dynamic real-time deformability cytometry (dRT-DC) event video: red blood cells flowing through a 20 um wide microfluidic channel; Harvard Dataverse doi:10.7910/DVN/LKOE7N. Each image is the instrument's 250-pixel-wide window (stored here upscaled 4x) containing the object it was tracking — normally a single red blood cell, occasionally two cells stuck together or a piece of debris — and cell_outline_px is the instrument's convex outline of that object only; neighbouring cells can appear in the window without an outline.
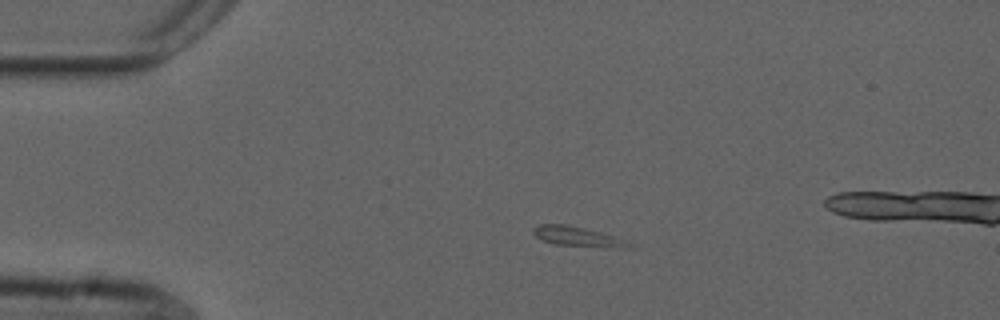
{"species": "common noctule bat (a hibernating species)", "species_latin": "Nyctalus noctula", "temperature_condition": "cold", "stored_images_in_passage": 45, "camera_frame_rate_fps": 3000, "um_per_image_px": 0.085, "animal": {"sex": "male", "forearm_length_mm": 52.5}, "frame": {"image": 1, "passage_image": 1, "time_ms": 0.0, "image_size_px": [1000, 320], "cell_outline_px": [[632, 248], [624, 248], [552, 244], [540, 240], [532, 232], [532, 228], [540, 224], [564, 224], [584, 228], [600, 232], [624, 240], [632, 244]], "centroid_in_image_um": [49.03, 20.11], "position_along_channel_um": 36.0, "area_um2": 10.87}}
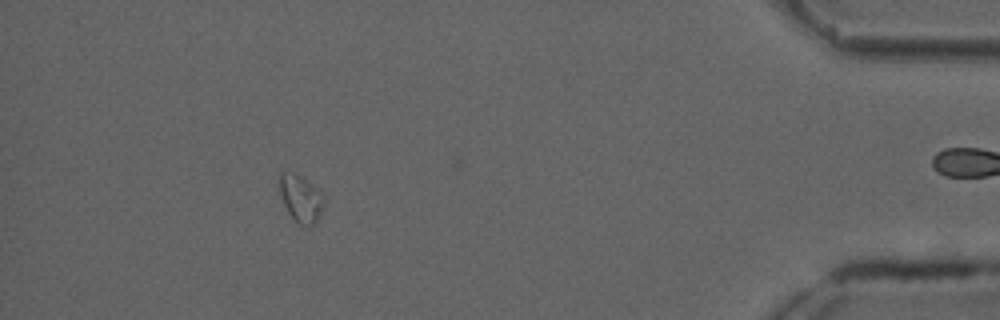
{"frame": {"image": 2, "passage_image": 39, "time_ms": 12.667, "image_size_px": [1000, 320], "cell_outline_px": [[324, 204], [316, 220], [308, 228], [292, 220], [276, 188], [280, 172], [292, 172], [300, 176], [320, 192], [324, 196]], "centroid_in_image_um": [25.49, 16.87], "position_along_channel_um": 409.7, "area_um2": 12.31}}